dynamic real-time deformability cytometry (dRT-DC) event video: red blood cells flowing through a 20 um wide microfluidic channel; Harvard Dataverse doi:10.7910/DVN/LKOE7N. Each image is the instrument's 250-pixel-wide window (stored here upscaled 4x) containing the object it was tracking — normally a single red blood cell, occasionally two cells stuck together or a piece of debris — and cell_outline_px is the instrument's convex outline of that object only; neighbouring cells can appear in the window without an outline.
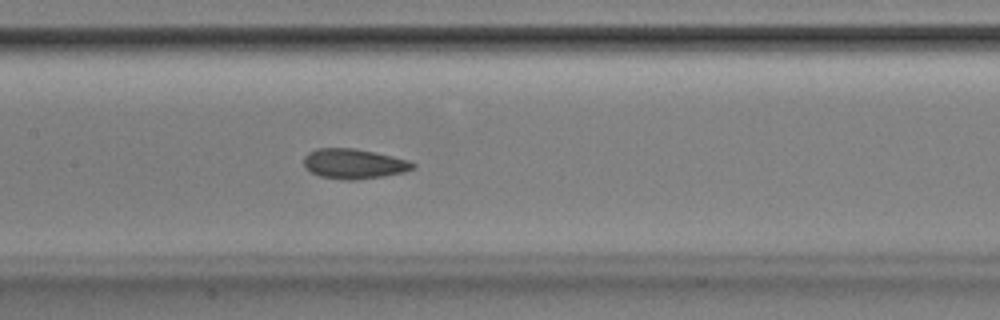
{"species": "Egyptian fruit bat (a non-hibernating species)", "species_latin": "Rousettus aegyptiacus", "temperature_condition": "room temperature", "stored_images_in_passage": 52, "camera_frame_rate_fps": 3000, "um_per_image_px": 0.085, "animal": {"sex": "male"}, "frame": {"image": 1, "passage_image": 25, "time_ms": 8.0, "image_size_px": [1000, 320], "cell_outline_px": [[416, 168], [404, 172], [384, 176], [356, 180], [344, 180], [320, 176], [304, 168], [304, 156], [308, 152], [316, 148], [356, 148], [376, 152], [408, 160], [416, 164]], "centroid_in_image_um": [30.08, 13.92], "position_along_channel_um": 177.3, "area_um2": 19.25}}
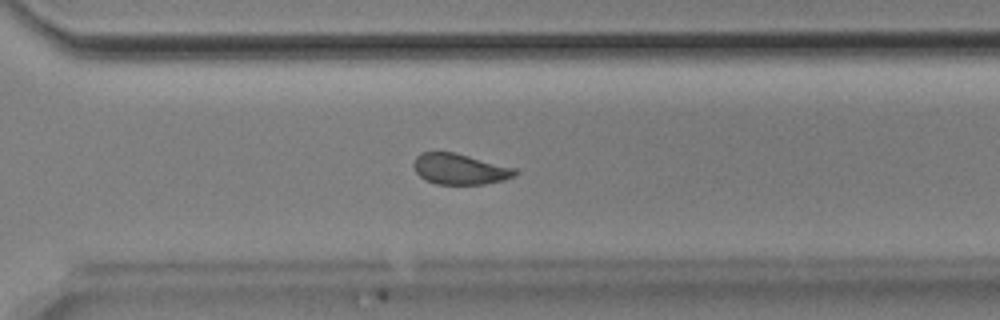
{"frame": {"image": 2, "passage_image": 37, "time_ms": 12.0, "image_size_px": [1000, 320], "cell_outline_px": [[516, 176], [504, 180], [484, 184], [436, 184], [424, 180], [416, 172], [412, 164], [416, 156], [420, 152], [456, 152], [516, 168]], "centroid_in_image_um": [39.07, 14.36], "position_along_channel_um": 331.5, "area_um2": 18.38}}
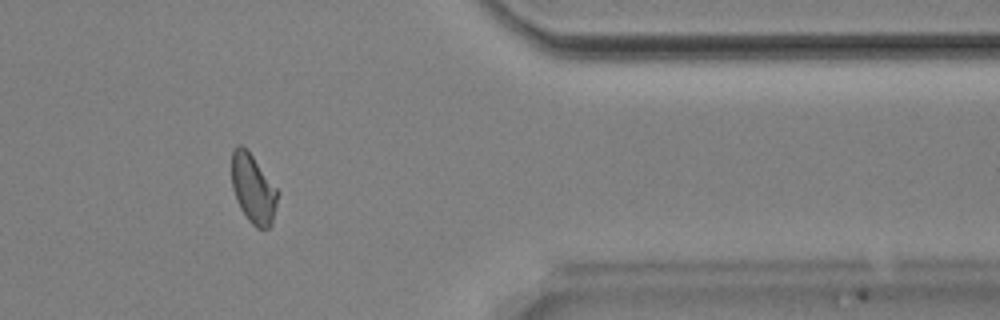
{"frame": {"image": 3, "passage_image": 43, "time_ms": 14.0, "image_size_px": [1000, 320], "cell_outline_px": [[280, 192], [272, 224], [268, 228], [256, 228], [248, 220], [240, 208], [236, 200], [232, 188], [232, 152], [236, 144], [240, 144], [252, 156]], "centroid_in_image_um": [21.53, 16.08], "position_along_channel_um": 389.9, "area_um2": 18.5}, "authors_computed_cell_mechanics": {"area_um2": 19.0162, "velocity_mm_per_s": 3.8719, "shape_relaxation_time_tau1_ms": 7.4998, "shape_relaxation_time_tau2_ms": 2.1023, "deformation_change_tau1": 0.1433, "deformation_change_tau2": 0.0581}}